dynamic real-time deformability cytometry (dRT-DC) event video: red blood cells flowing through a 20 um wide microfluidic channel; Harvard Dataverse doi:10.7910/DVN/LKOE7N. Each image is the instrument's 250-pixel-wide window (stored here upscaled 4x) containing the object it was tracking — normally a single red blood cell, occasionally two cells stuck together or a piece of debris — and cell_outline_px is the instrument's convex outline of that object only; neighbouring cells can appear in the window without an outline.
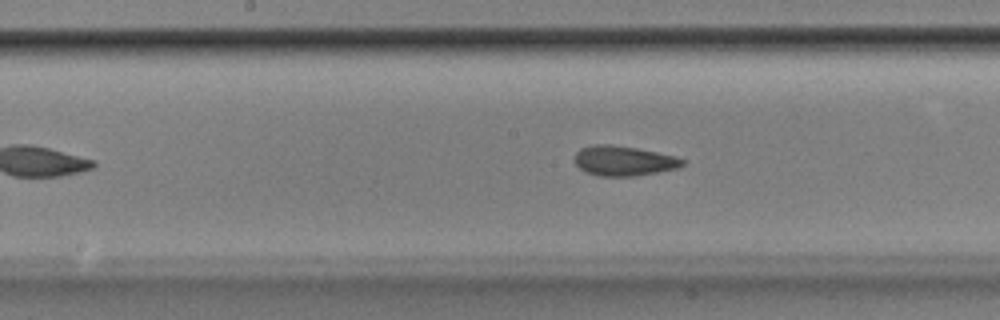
{"species": "Egyptian fruit bat (a non-hibernating species)", "species_latin": "Rousettus aegyptiacus", "temperature_condition": "room temperature", "stored_images_in_passage": 43, "camera_frame_rate_fps": 3000, "um_per_image_px": 0.085, "animal": {"sex": "male"}, "frame": {"image": 1, "passage_image": 20, "time_ms": 6.333, "image_size_px": [1000, 320], "cell_outline_px": [[684, 164], [680, 168], [636, 176], [600, 176], [584, 172], [576, 164], [576, 152], [580, 148], [592, 144], [612, 144], [636, 148], [676, 156], [684, 160]], "centroid_in_image_um": [53.02, 13.67], "position_along_channel_um": 195.2, "area_um2": 18.9}}
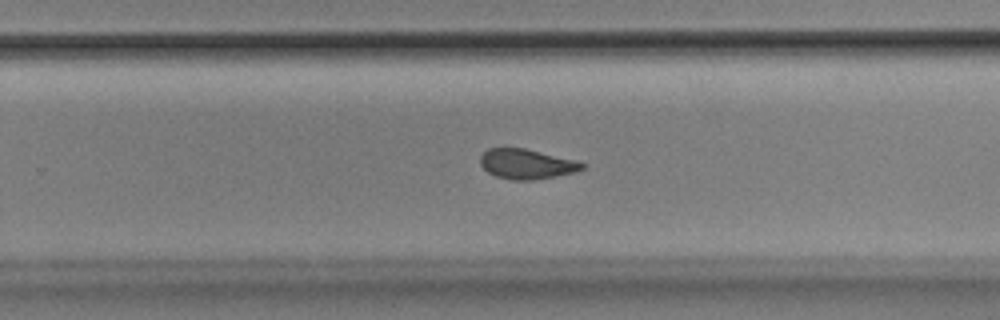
{"frame": {"image": 2, "passage_image": 27, "time_ms": 8.667, "image_size_px": [1000, 320], "cell_outline_px": [[584, 168], [576, 172], [556, 176], [532, 180], [512, 180], [496, 176], [488, 172], [480, 164], [480, 156], [488, 148], [524, 148], [576, 160], [584, 164]], "centroid_in_image_um": [44.75, 13.94], "position_along_channel_um": 285.0, "area_um2": 17.69}}
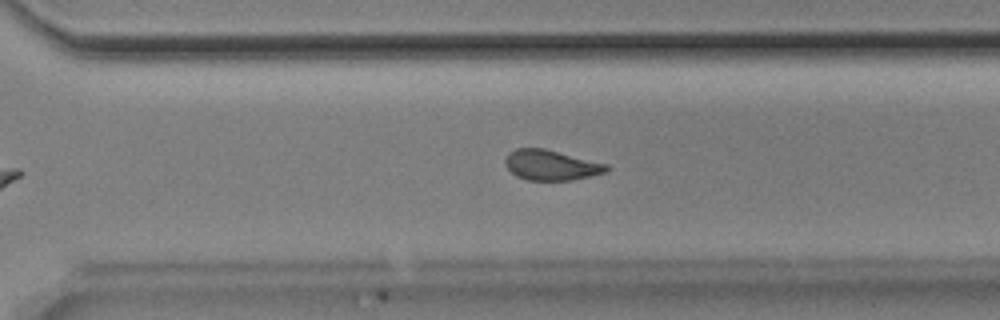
{"frame": {"image": 3, "passage_image": 30, "time_ms": 9.667, "image_size_px": [1000, 320], "cell_outline_px": [[612, 168], [608, 172], [572, 180], [528, 180], [516, 176], [504, 164], [504, 160], [508, 152], [516, 148], [544, 148], [608, 164]], "centroid_in_image_um": [46.86, 14.03], "position_along_channel_um": 323.7, "area_um2": 18.03}, "authors_computed_cell_mechanics": {"area_um2": 18.6694, "velocity_mm_per_s": 3.8739, "shape_relaxation_time_tau1_ms": 6.2187, "shape_relaxation_time_tau2_ms": 1.3951, "deformation_change_tau1": 0.1233, "deformation_change_tau2": 0.0769}}